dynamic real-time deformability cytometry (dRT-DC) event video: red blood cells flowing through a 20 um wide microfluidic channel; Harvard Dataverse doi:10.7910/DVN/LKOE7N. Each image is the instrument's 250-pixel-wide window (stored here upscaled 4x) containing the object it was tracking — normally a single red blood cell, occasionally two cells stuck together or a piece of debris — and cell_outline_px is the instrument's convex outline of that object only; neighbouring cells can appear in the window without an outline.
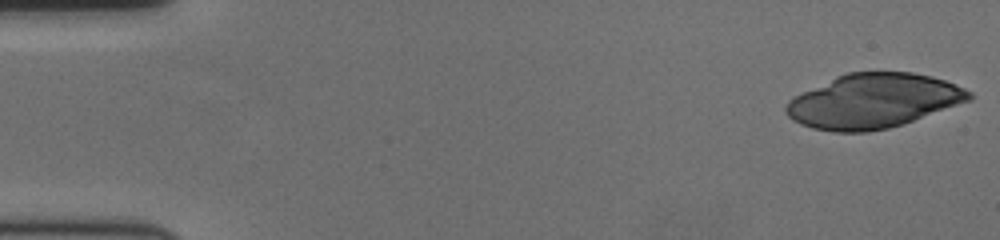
{"species": "human", "species_latin": "Homo sapiens", "temperature_condition": "cold", "stored_images_in_passage": 43, "camera_frame_rate_fps": 3000, "um_per_image_px": 0.085, "donor": {"sex": "female"}, "frame": {"image": 1, "passage_image": 1, "time_ms": 0.0, "image_size_px": [1000, 240], "cell_outline_px": [[972, 100], [904, 124], [888, 128], [868, 132], [832, 132], [812, 128], [800, 124], [792, 120], [784, 112], [784, 108], [788, 100], [836, 76], [848, 72], [912, 72], [932, 76], [944, 80], [964, 88], [972, 92]], "centroid_in_image_um": [74.24, 8.59], "position_along_channel_um": 10.8, "area_um2": 58.15}}